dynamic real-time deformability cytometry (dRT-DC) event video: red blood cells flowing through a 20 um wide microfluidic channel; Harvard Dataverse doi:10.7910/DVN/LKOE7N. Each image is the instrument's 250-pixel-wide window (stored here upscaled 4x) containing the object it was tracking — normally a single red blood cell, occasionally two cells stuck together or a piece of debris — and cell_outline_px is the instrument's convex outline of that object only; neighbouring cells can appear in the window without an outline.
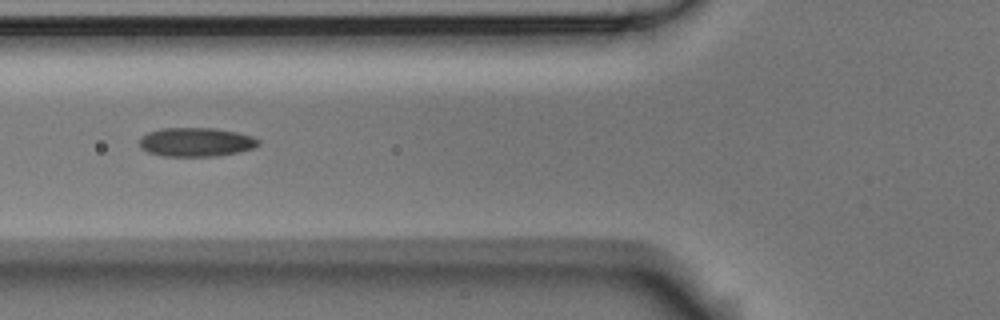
{"species": "Egyptian fruit bat (a non-hibernating species)", "species_latin": "Rousettus aegyptiacus", "temperature_condition": "room temperature", "stored_images_in_passage": 9, "camera_frame_rate_fps": 3000, "um_per_image_px": 0.085, "animal": {"sex": "male"}, "frame": {"image": 1, "passage_image": 6, "time_ms": 6.667, "image_size_px": [1000, 320], "cell_outline_px": [[260, 144], [252, 148], [240, 152], [216, 156], [164, 156], [148, 152], [140, 148], [140, 136], [148, 132], [160, 128], [212, 128], [236, 132], [252, 136], [260, 140]], "centroid_in_image_um": [16.65, 12.07], "position_along_channel_um": 109.2, "area_um2": 20.11}}
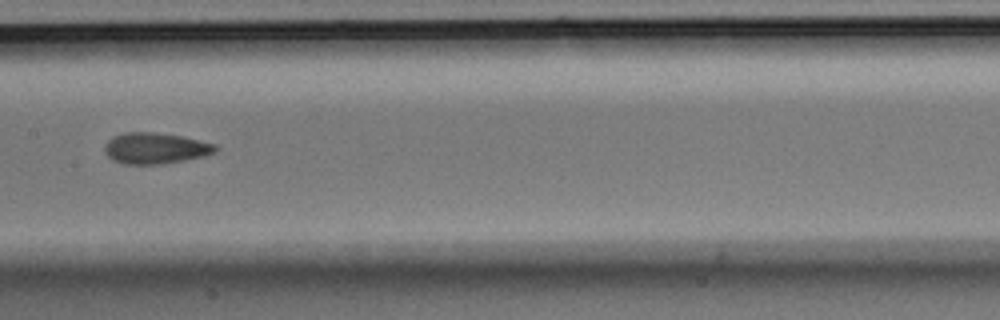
{"frame": {"image": 2, "passage_image": 8, "time_ms": 9.0, "image_size_px": [1000, 320], "cell_outline_px": [[220, 148], [216, 152], [204, 156], [164, 164], [124, 164], [112, 160], [104, 152], [104, 144], [112, 136], [124, 132], [152, 132], [180, 136], [216, 144]], "centroid_in_image_um": [13.19, 12.6], "position_along_channel_um": 194.2, "area_um2": 20.23}}
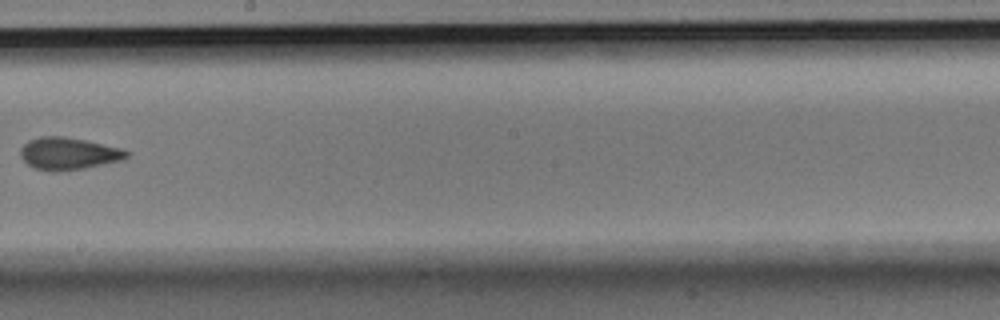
{"frame": {"image": 3, "passage_image": 9, "time_ms": 10.333, "image_size_px": [1000, 320], "cell_outline_px": [[132, 152], [124, 160], [84, 168], [56, 172], [48, 172], [36, 168], [28, 164], [20, 156], [20, 148], [28, 140], [40, 136], [64, 136], [124, 148]], "centroid_in_image_um": [5.85, 13.05], "position_along_channel_um": 242.4, "area_um2": 20.23}}